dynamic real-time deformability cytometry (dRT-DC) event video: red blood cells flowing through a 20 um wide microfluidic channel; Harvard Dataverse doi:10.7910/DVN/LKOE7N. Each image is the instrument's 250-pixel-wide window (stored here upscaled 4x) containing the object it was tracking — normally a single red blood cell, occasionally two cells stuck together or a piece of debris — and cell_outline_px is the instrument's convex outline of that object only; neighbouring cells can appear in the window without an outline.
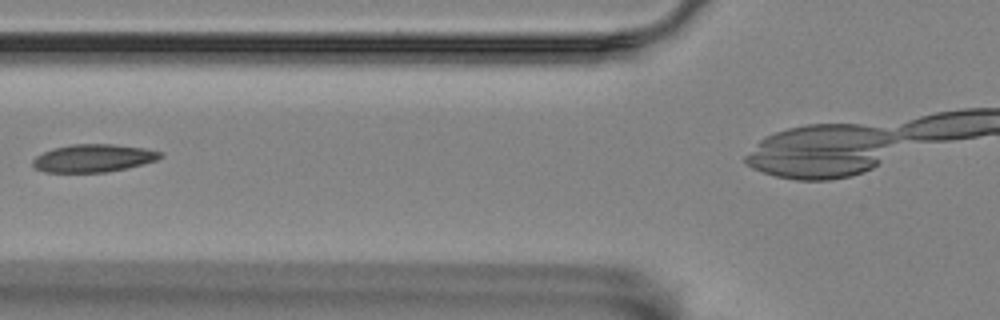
{"species": "Egyptian fruit bat (a non-hibernating species)", "species_latin": "Rousettus aegyptiacus", "temperature_condition": "room temperature", "stored_images_in_passage": 10, "camera_frame_rate_fps": 3000, "um_per_image_px": 0.085, "animal": {"sex": "female"}, "frame": {"image": 1, "passage_image": 4, "time_ms": 1.0, "image_size_px": [1000, 320], "cell_outline_px": [[164, 156], [156, 160], [108, 172], [44, 172], [36, 168], [32, 164], [32, 160], [36, 156], [44, 152], [56, 148], [72, 144], [112, 144], [144, 148], [164, 152]], "centroid_in_image_um": [7.95, 13.44], "position_along_channel_um": 117.9, "area_um2": 20.46}}
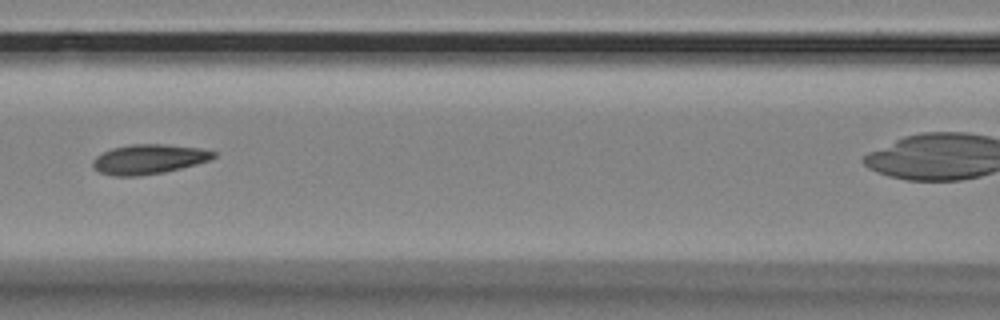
{"frame": {"image": 2, "passage_image": 5, "time_ms": 1.333, "image_size_px": [1000, 320], "cell_outline_px": [[216, 156], [208, 160], [196, 164], [164, 172], [136, 176], [116, 176], [100, 172], [92, 168], [92, 160], [96, 156], [112, 148], [128, 144], [168, 144], [200, 148], [216, 152]], "centroid_in_image_um": [12.62, 13.52], "position_along_channel_um": 154.0, "area_um2": 20.87}}
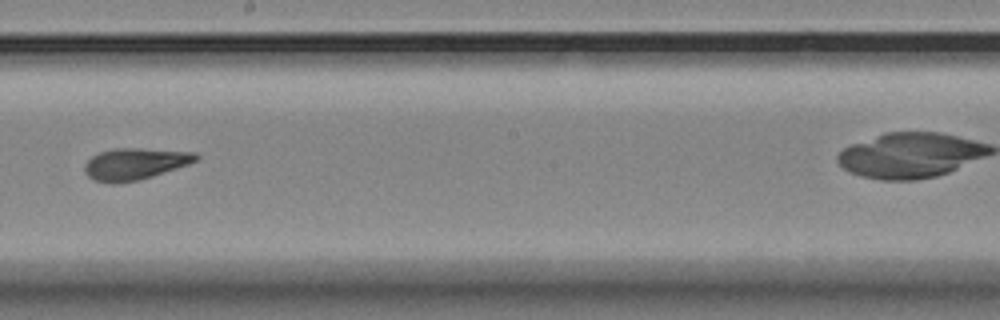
{"frame": {"image": 3, "passage_image": 7, "time_ms": 2.0, "image_size_px": [1000, 320], "cell_outline_px": [[200, 156], [196, 160], [188, 164], [140, 180], [116, 184], [112, 184], [92, 180], [84, 172], [84, 164], [92, 156], [100, 152], [116, 148], [140, 148], [196, 152]], "centroid_in_image_um": [11.43, 13.93], "position_along_channel_um": 236.8, "area_um2": 20.63}}